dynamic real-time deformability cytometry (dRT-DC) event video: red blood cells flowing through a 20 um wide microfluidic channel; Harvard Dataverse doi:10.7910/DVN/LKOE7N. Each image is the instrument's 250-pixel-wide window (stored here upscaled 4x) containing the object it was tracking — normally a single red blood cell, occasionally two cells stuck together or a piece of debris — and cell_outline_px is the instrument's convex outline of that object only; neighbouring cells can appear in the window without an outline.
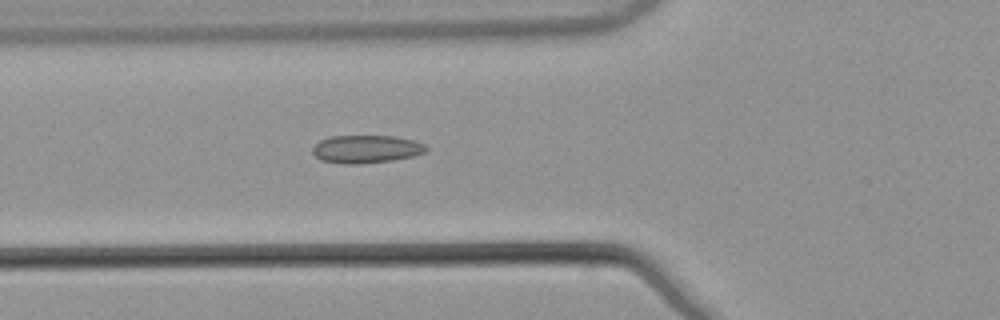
{"species": "common noctule bat (a hibernating species)", "species_latin": "Nyctalus noctula", "temperature_condition": "warm", "stored_images_in_passage": 2, "camera_frame_rate_fps": 3000, "um_per_image_px": 0.085, "animal": {"sex": "male", "body_mass_g": 21.5, "forearm_length_mm": 52.0}, "frame": {"image": 1, "passage_image": 2, "time_ms": 0.333, "image_size_px": [1000, 320], "cell_outline_px": [[428, 148], [424, 152], [412, 156], [392, 160], [356, 164], [348, 164], [320, 160], [312, 152], [312, 148], [320, 140], [328, 136], [396, 136], [412, 140], [424, 144]], "centroid_in_image_um": [31.1, 12.66], "position_along_channel_um": 94.7, "area_um2": 18.32}}